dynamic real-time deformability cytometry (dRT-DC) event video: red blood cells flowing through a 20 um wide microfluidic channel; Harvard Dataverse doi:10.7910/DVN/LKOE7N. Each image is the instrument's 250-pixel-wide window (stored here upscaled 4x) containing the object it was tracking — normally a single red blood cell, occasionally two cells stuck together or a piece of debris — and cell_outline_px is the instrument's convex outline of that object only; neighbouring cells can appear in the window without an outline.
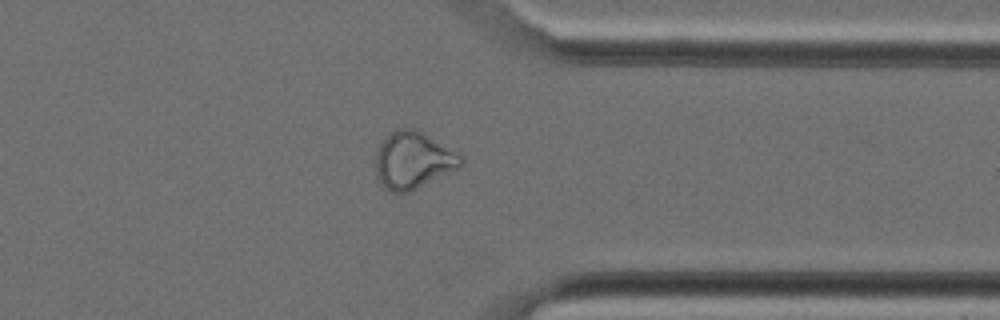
{"species": "Egyptian fruit bat (a non-hibernating species)", "species_latin": "Rousettus aegyptiacus", "temperature_condition": "cold", "stored_images_in_passage": 35, "camera_frame_rate_fps": 3000, "um_per_image_px": 0.085, "animal": {"sex": "female"}, "frame": {"image": 1, "passage_image": 30, "time_ms": 9.667, "image_size_px": [1000, 320], "cell_outline_px": [[464, 164], [408, 192], [392, 192], [376, 176], [376, 152], [380, 144], [396, 128], [416, 128], [460, 156], [464, 160]], "centroid_in_image_um": [35.08, 13.6], "position_along_channel_um": 376.3, "area_um2": 27.28}}